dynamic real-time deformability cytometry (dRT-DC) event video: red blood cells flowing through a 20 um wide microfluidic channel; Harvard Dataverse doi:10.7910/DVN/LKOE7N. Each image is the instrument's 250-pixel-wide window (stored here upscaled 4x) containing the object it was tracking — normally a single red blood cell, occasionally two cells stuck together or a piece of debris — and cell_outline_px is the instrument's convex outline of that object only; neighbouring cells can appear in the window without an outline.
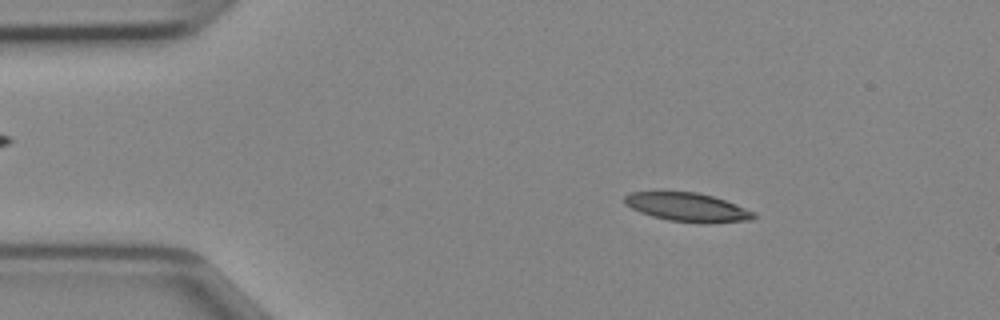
{"species": "Egyptian fruit bat (a non-hibernating species)", "species_latin": "Rousettus aegyptiacus", "temperature_condition": "cold", "stored_images_in_passage": 46, "camera_frame_rate_fps": 3000, "um_per_image_px": 0.085, "animal": {"sex": "female"}, "frame": {"image": 1, "passage_image": 7, "time_ms": 2.0, "image_size_px": [1000, 320], "cell_outline_px": [[756, 216], [752, 220], [704, 224], [668, 220], [652, 216], [640, 212], [624, 204], [624, 196], [632, 192], [696, 192], [712, 196], [724, 200], [756, 212]], "centroid_in_image_um": [58.45, 17.63], "position_along_channel_um": 26.5, "area_um2": 21.62}}
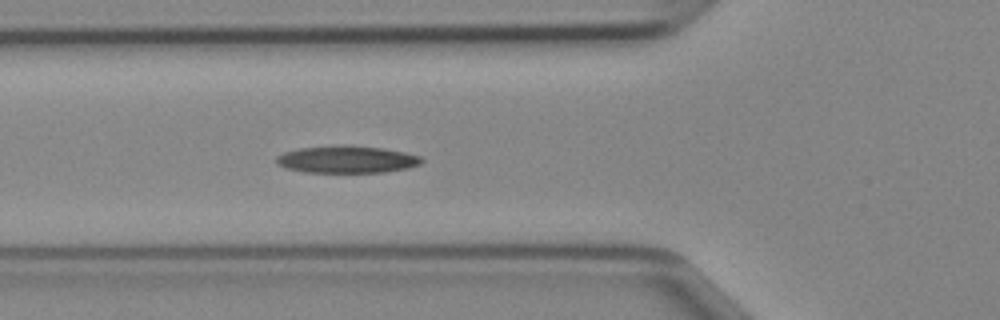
{"frame": {"image": 2, "passage_image": 16, "time_ms": 5.0, "image_size_px": [1000, 320], "cell_outline_px": [[424, 160], [420, 164], [408, 168], [384, 172], [304, 172], [288, 168], [276, 164], [276, 156], [284, 152], [300, 148], [340, 144], [352, 144], [384, 148], [404, 152], [420, 156]], "centroid_in_image_um": [29.49, 13.53], "position_along_channel_um": 96.3, "area_um2": 23.29}}
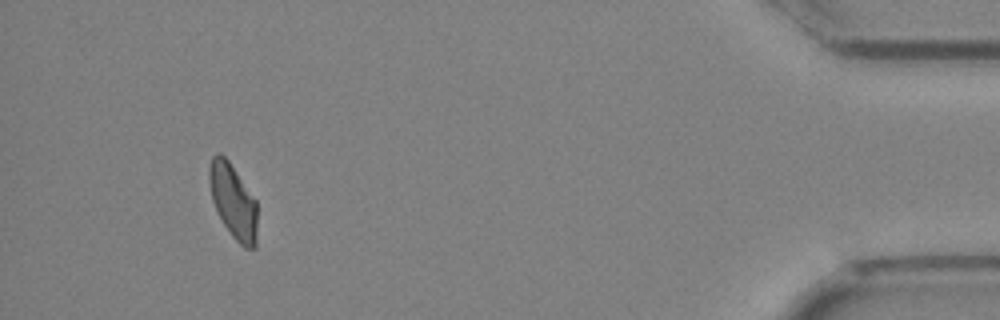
{"frame": {"image": 3, "passage_image": 43, "time_ms": 14.0, "image_size_px": [1000, 320], "cell_outline_px": [[256, 248], [244, 248], [232, 236], [224, 224], [212, 200], [208, 180], [208, 168], [212, 156], [216, 152], [220, 152], [228, 160], [256, 200]], "centroid_in_image_um": [19.8, 17.08], "position_along_channel_um": 415.4, "area_um2": 20.69}}